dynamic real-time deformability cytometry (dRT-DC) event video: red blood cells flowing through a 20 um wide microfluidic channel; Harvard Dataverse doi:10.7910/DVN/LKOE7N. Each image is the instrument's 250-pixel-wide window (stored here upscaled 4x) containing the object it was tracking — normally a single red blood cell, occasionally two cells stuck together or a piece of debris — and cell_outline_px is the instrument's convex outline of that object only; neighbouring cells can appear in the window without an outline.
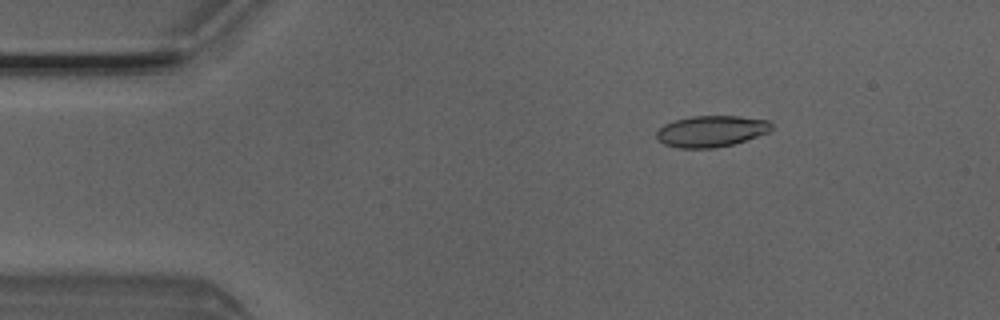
{"species": "Egyptian fruit bat (a non-hibernating species)", "species_latin": "Rousettus aegyptiacus", "temperature_condition": "room temperature", "stored_images_in_passage": 4, "camera_frame_rate_fps": 3000, "um_per_image_px": 0.085, "animal": {"sex": "male"}, "frame": {"image": 1, "passage_image": 2, "time_ms": 0.333, "image_size_px": [1000, 320], "cell_outline_px": [[772, 128], [768, 132], [732, 144], [716, 148], [680, 148], [664, 144], [656, 136], [656, 132], [664, 124], [676, 120], [692, 116], [740, 116], [768, 120], [772, 124]], "centroid_in_image_um": [60.45, 11.15], "position_along_channel_um": 24.6, "area_um2": 20.75}}
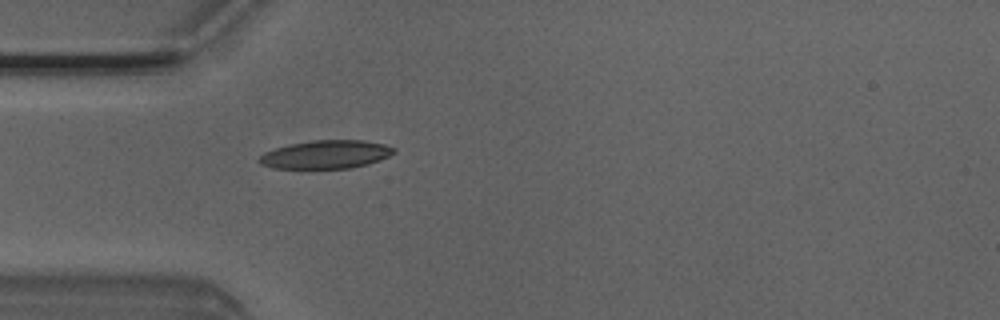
{"frame": {"image": 2, "passage_image": 4, "time_ms": 1.0, "image_size_px": [1000, 320], "cell_outline_px": [[396, 152], [380, 160], [368, 164], [352, 168], [272, 168], [260, 164], [256, 160], [264, 152], [288, 144], [312, 140], [364, 140], [384, 144], [396, 148]], "centroid_in_image_um": [27.7, 13.12], "position_along_channel_um": 57.3, "area_um2": 22.37}}